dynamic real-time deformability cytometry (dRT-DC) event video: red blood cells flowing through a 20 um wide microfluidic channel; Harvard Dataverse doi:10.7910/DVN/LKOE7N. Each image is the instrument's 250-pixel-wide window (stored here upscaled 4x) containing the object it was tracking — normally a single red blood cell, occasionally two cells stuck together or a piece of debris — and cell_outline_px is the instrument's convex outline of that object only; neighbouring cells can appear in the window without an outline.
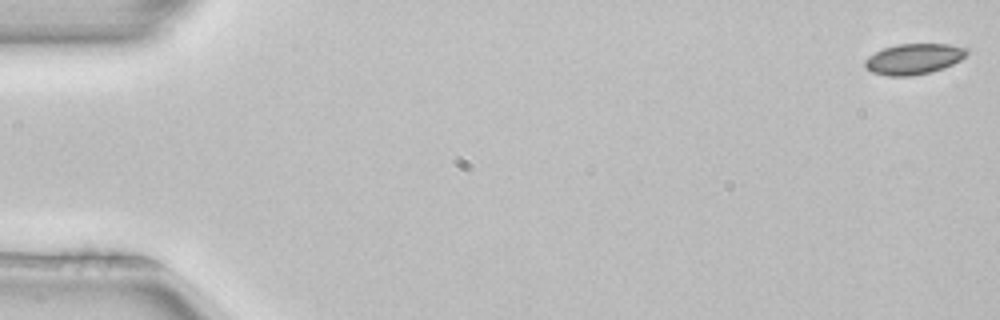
{"species": "common noctule bat (a hibernating species)", "species_latin": "Nyctalus noctula", "temperature_condition": "room temperature", "stored_images_in_passage": 52, "camera_frame_rate_fps": 3000, "um_per_image_px": 0.085, "animal": {"sex": "female", "body_mass_g": 22.7, "forearm_length_mm": 54.2}, "frame": {"image": 1, "passage_image": 1, "time_ms": 0.0, "image_size_px": [1000, 320], "cell_outline_px": [[968, 52], [960, 60], [944, 68], [912, 76], [888, 76], [872, 72], [864, 68], [864, 60], [868, 56], [884, 48], [896, 44], [948, 44], [968, 48]], "centroid_in_image_um": [77.64, 5.01], "position_along_channel_um": 7.4, "area_um2": 18.21}}
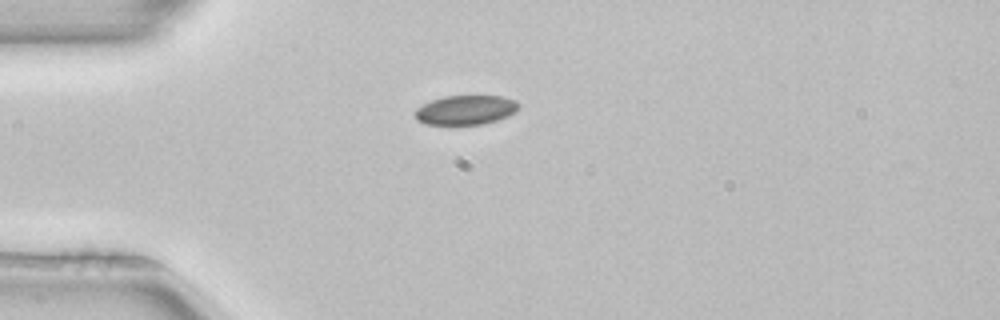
{"frame": {"image": 2, "passage_image": 14, "time_ms": 4.333, "image_size_px": [1000, 320], "cell_outline_px": [[520, 108], [516, 112], [508, 116], [484, 124], [424, 124], [416, 120], [416, 108], [432, 100], [444, 96], [504, 96], [516, 100], [520, 104]], "centroid_in_image_um": [39.63, 9.34], "position_along_channel_um": 45.4, "area_um2": 17.8}}
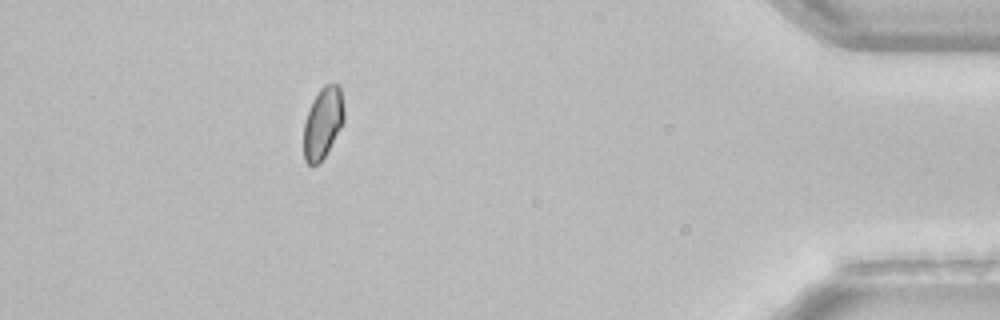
{"frame": {"image": 3, "passage_image": 47, "time_ms": 15.333, "image_size_px": [1000, 320], "cell_outline_px": [[344, 124], [324, 156], [316, 164], [308, 164], [304, 160], [304, 120], [312, 100], [320, 88], [324, 84], [340, 84], [344, 108]], "centroid_in_image_um": [27.45, 10.39], "position_along_channel_um": 407.7, "area_um2": 16.88}, "authors_computed_cell_mechanics": {"area_um2": 18.1492, "velocity_mm_per_s": 3.9683, "shape_relaxation_time_tau1_ms": 4.9, "shape_relaxation_time_tau2_ms": null, "deformation_change_tau1": 0.071, "deformation_change_tau2": null}}